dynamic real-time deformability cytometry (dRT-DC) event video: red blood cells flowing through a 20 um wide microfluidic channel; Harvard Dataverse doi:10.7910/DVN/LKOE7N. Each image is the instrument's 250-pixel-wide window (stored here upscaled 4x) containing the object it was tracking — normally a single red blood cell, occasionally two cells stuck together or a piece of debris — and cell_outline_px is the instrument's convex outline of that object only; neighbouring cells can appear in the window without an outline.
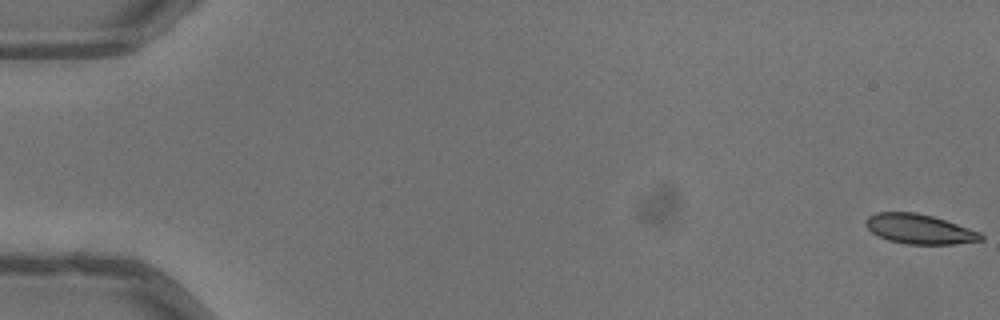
{"species": "common noctule bat (a hibernating species)", "species_latin": "Nyctalus noctula", "temperature_condition": "warm", "stored_images_in_passage": 53, "camera_frame_rate_fps": 3000, "um_per_image_px": 0.085, "animal": {"sex": "male", "body_mass_g": 13.3}, "frame": {"image": 1, "passage_image": 1, "time_ms": 0.0, "image_size_px": [1000, 320], "cell_outline_px": [[984, 240], [952, 244], [908, 244], [888, 240], [872, 232], [864, 224], [864, 220], [868, 216], [876, 212], [916, 212], [932, 216], [980, 232], [984, 236]], "centroid_in_image_um": [78.12, 19.46], "position_along_channel_um": 6.9, "area_um2": 19.83}}
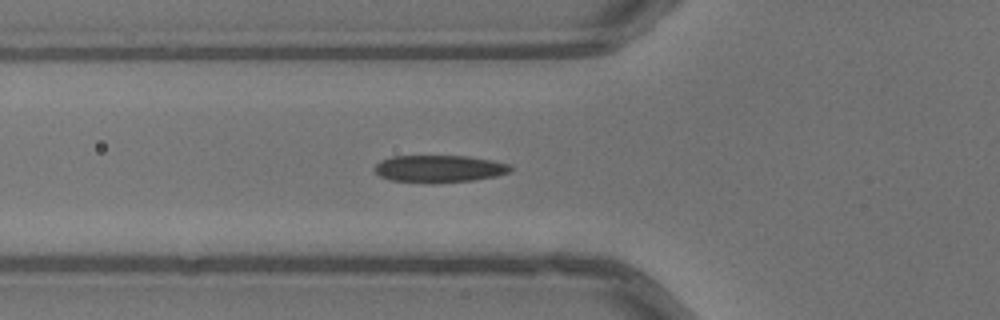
{"frame": {"image": 2, "passage_image": 20, "time_ms": 6.333, "image_size_px": [1000, 320], "cell_outline_px": [[512, 168], [508, 172], [496, 176], [472, 180], [436, 184], [424, 184], [392, 180], [380, 176], [376, 172], [376, 164], [380, 160], [392, 156], [468, 156], [492, 160], [508, 164]], "centroid_in_image_um": [37.31, 14.36], "position_along_channel_um": 88.5, "area_um2": 21.73}}
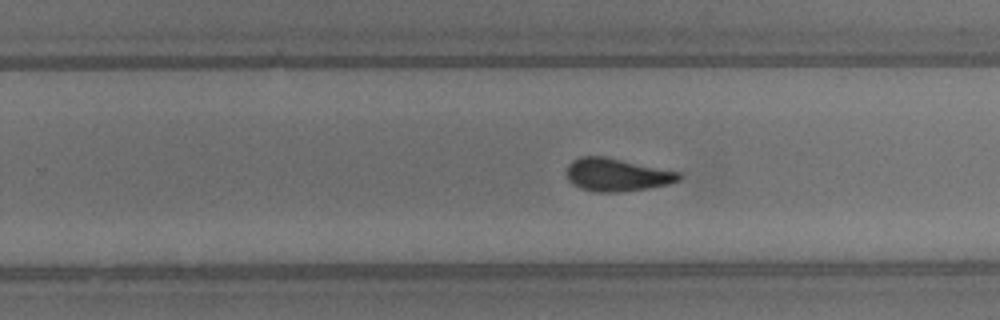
{"frame": {"image": 3, "passage_image": 34, "time_ms": 11.0, "image_size_px": [1000, 320], "cell_outline_px": [[684, 176], [680, 180], [668, 184], [648, 188], [620, 192], [592, 192], [580, 188], [572, 184], [568, 180], [568, 164], [572, 160], [580, 156], [604, 156], [680, 172]], "centroid_in_image_um": [52.44, 14.86], "position_along_channel_um": 277.4, "area_um2": 21.62}, "authors_computed_cell_mechanics": {"area_um2": 21.0392, "velocity_mm_per_s": 4.0375, "shape_relaxation_time_tau1_ms": 8.6765, "shape_relaxation_time_tau2_ms": 1.6707, "deformation_change_tau1": 0.2131, "deformation_change_tau2": 0.0714}}